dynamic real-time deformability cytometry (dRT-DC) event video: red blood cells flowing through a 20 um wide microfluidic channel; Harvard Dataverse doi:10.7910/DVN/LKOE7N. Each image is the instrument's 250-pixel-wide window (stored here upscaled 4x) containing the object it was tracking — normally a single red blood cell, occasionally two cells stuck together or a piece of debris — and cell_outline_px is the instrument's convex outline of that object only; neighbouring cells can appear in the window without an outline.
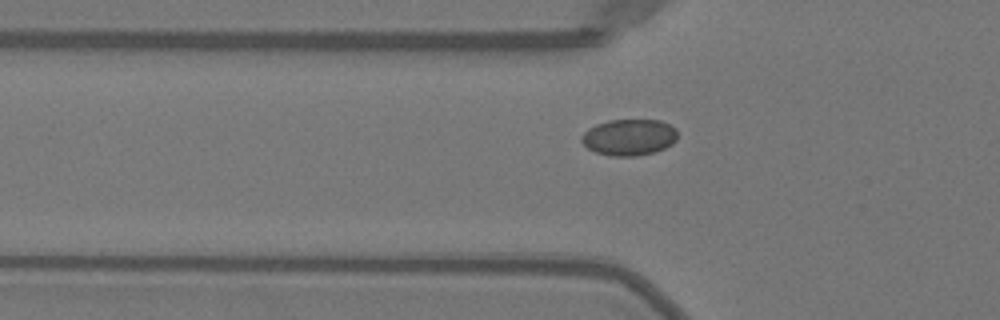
{"species": "Egyptian fruit bat (a non-hibernating species)", "species_latin": "Rousettus aegyptiacus", "temperature_condition": "warm", "stored_images_in_passage": 36, "camera_frame_rate_fps": 3000, "um_per_image_px": 0.085, "animal": {"sex": "female"}, "frame": {"image": 1, "passage_image": 5, "time_ms": 1.333, "image_size_px": [1000, 320], "cell_outline_px": [[676, 140], [672, 144], [656, 152], [636, 156], [608, 156], [596, 152], [588, 148], [580, 140], [580, 136], [588, 128], [596, 124], [608, 120], [660, 120], [676, 128]], "centroid_in_image_um": [53.45, 11.67], "position_along_channel_um": 72.3, "area_um2": 20.46}}
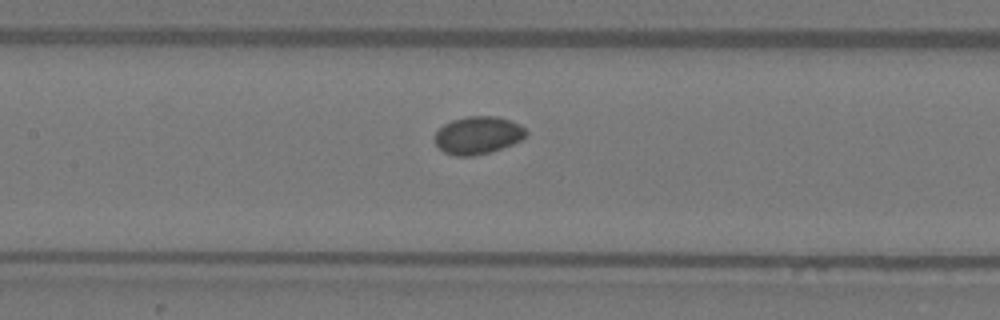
{"frame": {"image": 2, "passage_image": 12, "time_ms": 3.667, "image_size_px": [1000, 320], "cell_outline_px": [[528, 132], [520, 140], [512, 144], [488, 152], [472, 156], [456, 156], [444, 152], [436, 144], [436, 132], [444, 124], [452, 120], [468, 116], [496, 116], [512, 120], [520, 124]], "centroid_in_image_um": [40.63, 11.48], "position_along_channel_um": 166.8, "area_um2": 19.83}}
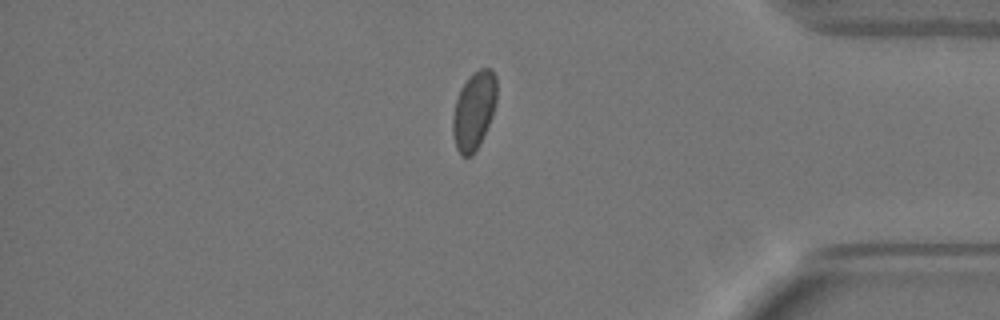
{"frame": {"image": 3, "passage_image": 31, "time_ms": 10.0, "image_size_px": [1000, 320], "cell_outline_px": [[496, 100], [492, 116], [480, 144], [472, 156], [460, 156], [456, 148], [452, 132], [452, 116], [456, 100], [460, 88], [468, 76], [472, 72], [480, 68], [488, 68], [496, 76]], "centroid_in_image_um": [40.26, 9.4], "position_along_channel_um": 394.9, "area_um2": 20.17}}